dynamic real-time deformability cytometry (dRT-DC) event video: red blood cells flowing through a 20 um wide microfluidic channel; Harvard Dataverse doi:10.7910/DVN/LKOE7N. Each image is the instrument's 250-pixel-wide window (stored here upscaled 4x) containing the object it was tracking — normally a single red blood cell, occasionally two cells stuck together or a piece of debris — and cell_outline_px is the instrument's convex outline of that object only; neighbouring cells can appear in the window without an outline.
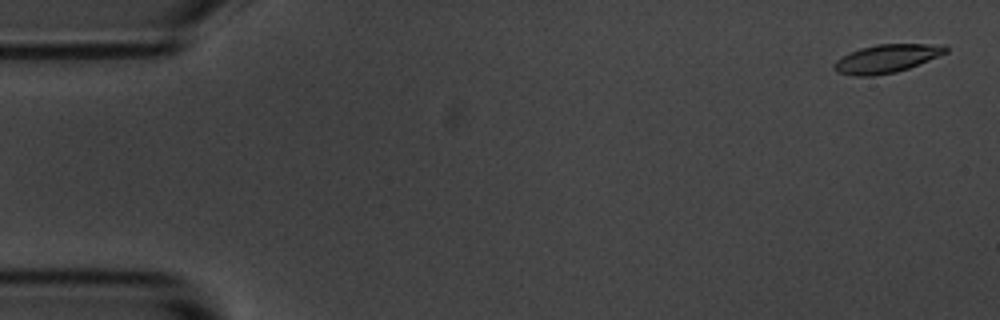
{"species": "common noctule bat (a hibernating species)", "species_latin": "Nyctalus noctula", "temperature_condition": "room temperature", "stored_images_in_passage": 4, "camera_frame_rate_fps": 3000, "um_per_image_px": 0.085, "animal": {"sex": "male", "body_mass_g": 20.1, "forearm_length_mm": 53.5}, "frame": {"image": 1, "passage_image": 1, "time_ms": 0.0, "image_size_px": [1000, 320], "cell_outline_px": [[948, 52], [908, 68], [896, 72], [872, 76], [856, 76], [836, 72], [832, 64], [836, 60], [860, 48], [876, 44], [944, 44], [948, 48]], "centroid_in_image_um": [75.36, 4.98], "position_along_channel_um": 9.6, "area_um2": 18.26}}